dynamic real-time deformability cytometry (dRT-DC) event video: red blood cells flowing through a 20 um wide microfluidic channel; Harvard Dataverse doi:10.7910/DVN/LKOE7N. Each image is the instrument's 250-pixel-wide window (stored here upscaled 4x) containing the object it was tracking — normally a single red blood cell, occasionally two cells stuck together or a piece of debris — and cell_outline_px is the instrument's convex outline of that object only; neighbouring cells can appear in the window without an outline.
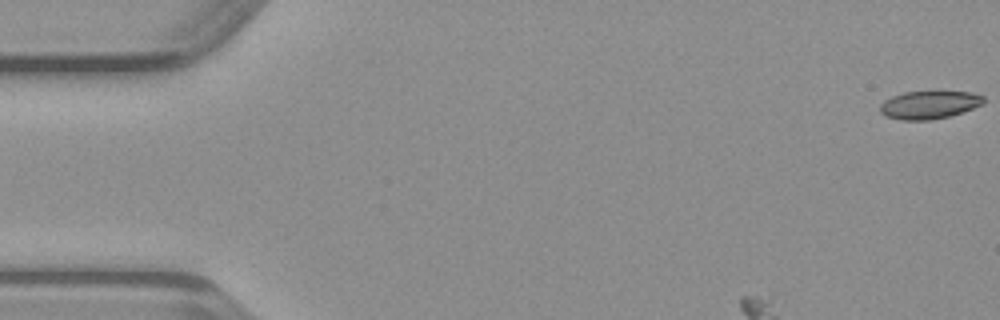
{"species": "common noctule bat (a hibernating species)", "species_latin": "Nyctalus noctula", "temperature_condition": "warm", "stored_images_in_passage": 46, "camera_frame_rate_fps": 3000, "um_per_image_px": 0.085, "animal": {"sex": "male", "body_mass_g": 23.1, "forearm_length_mm": 52.7}, "frame": {"image": 1, "passage_image": 1, "time_ms": 0.0, "image_size_px": [1000, 320], "cell_outline_px": [[984, 104], [948, 116], [928, 120], [900, 120], [884, 116], [880, 112], [880, 104], [884, 100], [892, 96], [904, 92], [972, 92], [984, 96]], "centroid_in_image_um": [78.95, 8.91], "position_along_channel_um": 6.1, "area_um2": 16.76}}